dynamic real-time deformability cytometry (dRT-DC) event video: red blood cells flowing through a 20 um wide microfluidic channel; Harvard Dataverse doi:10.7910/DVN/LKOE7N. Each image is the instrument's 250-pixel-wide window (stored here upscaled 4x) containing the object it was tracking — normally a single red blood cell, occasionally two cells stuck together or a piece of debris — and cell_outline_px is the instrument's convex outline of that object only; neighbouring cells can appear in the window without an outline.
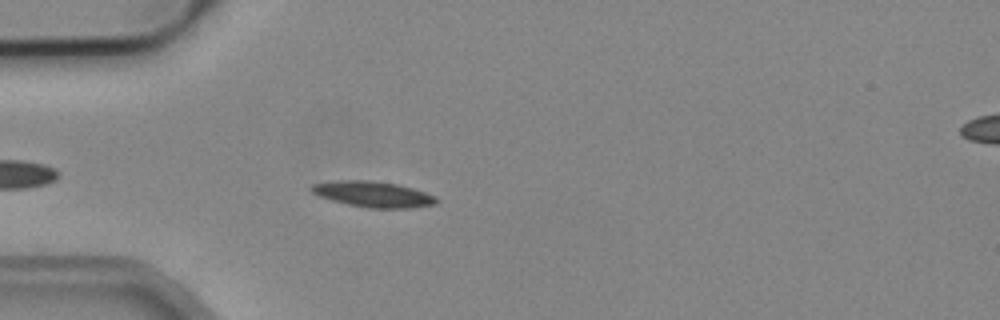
{"species": "common noctule bat (a hibernating species)", "species_latin": "Nyctalus noctula", "temperature_condition": "cold", "stored_images_in_passage": 5, "camera_frame_rate_fps": 3000, "um_per_image_px": 0.085, "animal": {"sex": "male", "body_mass_g": 19.2, "forearm_length_mm": 51.8}, "frame": {"image": 1, "passage_image": 5, "time_ms": 1.333, "image_size_px": [1000, 320], "cell_outline_px": [[440, 200], [436, 204], [412, 208], [368, 208], [348, 204], [332, 200], [320, 196], [312, 192], [308, 188], [312, 184], [336, 180], [368, 180], [396, 184], [412, 188], [436, 196]], "centroid_in_image_um": [31.72, 16.51], "position_along_channel_um": 53.3, "area_um2": 18.79}}